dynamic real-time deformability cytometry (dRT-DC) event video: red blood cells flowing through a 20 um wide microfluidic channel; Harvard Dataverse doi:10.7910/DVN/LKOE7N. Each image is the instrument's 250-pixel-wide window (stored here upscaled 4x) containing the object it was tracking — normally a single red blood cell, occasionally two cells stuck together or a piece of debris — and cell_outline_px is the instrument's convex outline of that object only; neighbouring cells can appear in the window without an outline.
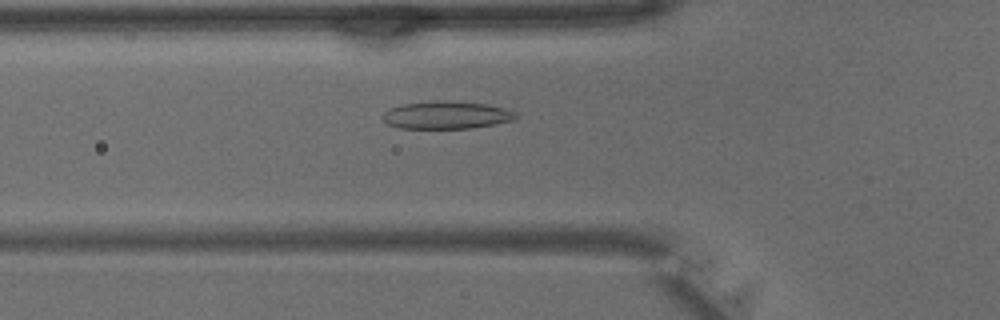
{"species": "common noctule bat (a hibernating species)", "species_latin": "Nyctalus noctula", "temperature_condition": "warm", "stored_images_in_passage": 34, "camera_frame_rate_fps": 3000, "um_per_image_px": 0.085, "animal": {"sex": "male", "body_mass_g": 15.6}, "frame": {"image": 1, "passage_image": 8, "time_ms": 2.333, "image_size_px": [1000, 320], "cell_outline_px": [[516, 116], [512, 120], [472, 128], [400, 128], [388, 124], [380, 116], [388, 108], [404, 104], [432, 100], [448, 100], [488, 104], [504, 108], [516, 112]], "centroid_in_image_um": [37.9, 9.76], "position_along_channel_um": 87.9, "area_um2": 21.5}}
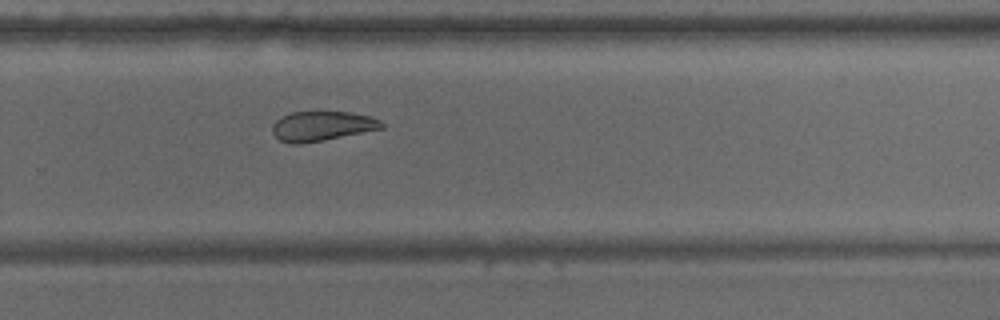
{"frame": {"image": 2, "passage_image": 21, "time_ms": 6.667, "image_size_px": [1000, 320], "cell_outline_px": [[384, 128], [324, 140], [300, 144], [292, 144], [280, 140], [272, 132], [272, 124], [280, 116], [292, 112], [352, 112], [372, 116], [380, 120], [384, 124]], "centroid_in_image_um": [27.37, 10.71], "position_along_channel_um": 302.4, "area_um2": 19.02}}
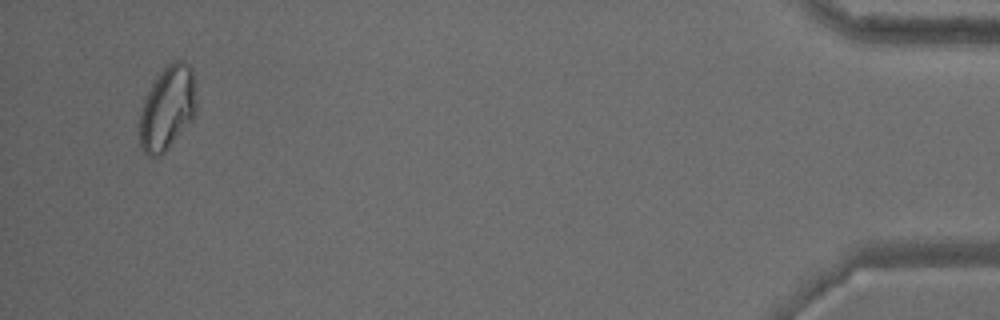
{"frame": {"image": 3, "passage_image": 33, "time_ms": 10.667, "image_size_px": [1000, 320], "cell_outline_px": [[196, 112], [168, 148], [160, 156], [148, 156], [140, 148], [136, 128], [140, 112], [144, 100], [152, 84], [160, 72], [172, 60], [184, 60], [188, 64], [192, 72], [196, 88]], "centroid_in_image_um": [14.18, 9.2], "position_along_channel_um": 421.0, "area_um2": 28.03}}